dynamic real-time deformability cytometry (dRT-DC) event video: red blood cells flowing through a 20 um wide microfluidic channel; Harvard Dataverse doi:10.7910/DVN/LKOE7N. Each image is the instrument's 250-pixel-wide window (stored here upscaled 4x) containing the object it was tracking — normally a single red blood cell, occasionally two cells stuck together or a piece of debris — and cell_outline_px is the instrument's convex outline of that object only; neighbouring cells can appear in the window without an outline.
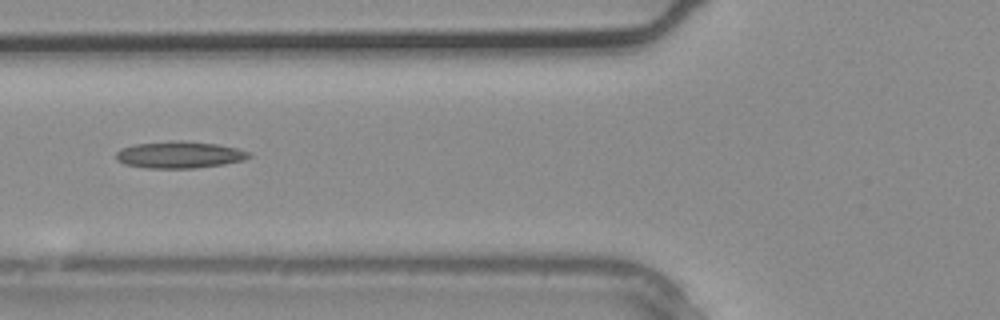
{"species": "common noctule bat (a hibernating species)", "species_latin": "Nyctalus noctula", "temperature_condition": "warm", "stored_images_in_passage": 3, "camera_frame_rate_fps": 3000, "um_per_image_px": 0.085, "animal": {"sex": "male", "body_mass_g": 20.4}, "frame": {"image": 1, "passage_image": 3, "time_ms": 0.667, "image_size_px": [1000, 320], "cell_outline_px": [[252, 156], [244, 160], [224, 164], [196, 168], [148, 168], [124, 164], [116, 160], [116, 152], [120, 148], [136, 144], [176, 140], [180, 140], [216, 144], [236, 148], [248, 152]], "centroid_in_image_um": [15.23, 13.16], "position_along_channel_um": 110.6, "area_um2": 20.75}}